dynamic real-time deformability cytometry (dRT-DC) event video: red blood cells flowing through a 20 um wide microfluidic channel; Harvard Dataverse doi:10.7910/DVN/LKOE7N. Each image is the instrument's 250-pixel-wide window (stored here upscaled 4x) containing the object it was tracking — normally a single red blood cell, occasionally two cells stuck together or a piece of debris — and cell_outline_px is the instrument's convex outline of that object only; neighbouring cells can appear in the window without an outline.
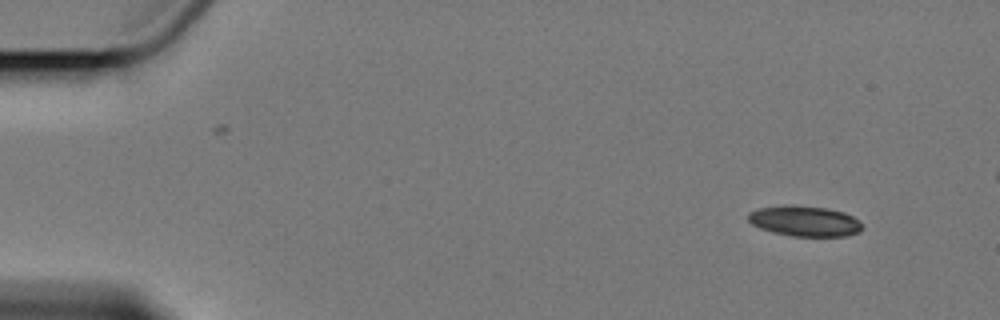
{"species": "Egyptian fruit bat (a non-hibernating species)", "species_latin": "Rousettus aegyptiacus", "temperature_condition": "cold", "stored_images_in_passage": 6, "camera_frame_rate_fps": 3000, "um_per_image_px": 0.085, "animal": {"sex": "female"}, "frame": {"image": 1, "passage_image": 1, "time_ms": 0.0, "image_size_px": [1000, 320], "cell_outline_px": [[864, 228], [860, 232], [848, 236], [792, 236], [772, 232], [760, 228], [752, 224], [748, 220], [748, 212], [760, 208], [784, 204], [792, 204], [828, 208], [844, 212], [852, 216]], "centroid_in_image_um": [68.38, 18.78], "position_along_channel_um": 16.6, "area_um2": 20.46}}
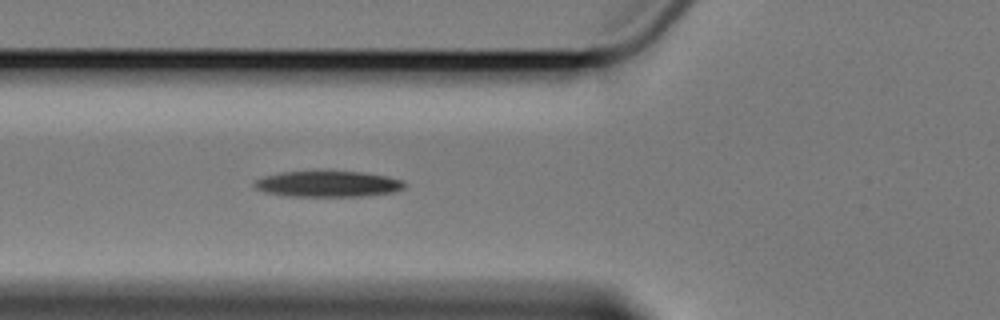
{"frame": {"image": 2, "passage_image": 6, "time_ms": 5.667, "image_size_px": [1000, 320], "cell_outline_px": [[404, 188], [392, 192], [360, 196], [284, 196], [264, 192], [256, 188], [252, 184], [252, 180], [264, 176], [280, 172], [364, 172], [388, 176], [400, 180], [404, 184]], "centroid_in_image_um": [27.79, 15.64], "position_along_channel_um": 98.0, "area_um2": 22.54}}